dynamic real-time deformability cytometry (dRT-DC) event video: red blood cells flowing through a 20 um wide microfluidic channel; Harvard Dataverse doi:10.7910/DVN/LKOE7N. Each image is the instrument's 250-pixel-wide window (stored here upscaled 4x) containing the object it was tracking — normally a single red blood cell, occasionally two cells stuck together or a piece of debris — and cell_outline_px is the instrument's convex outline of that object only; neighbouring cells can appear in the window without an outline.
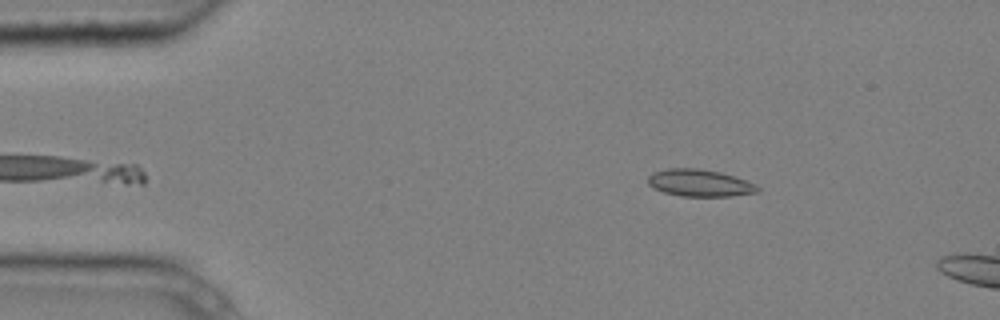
{"species": "common noctule bat (a hibernating species)", "species_latin": "Nyctalus noctula", "temperature_condition": "cold", "stored_images_in_passage": 3, "camera_frame_rate_fps": 3000, "um_per_image_px": 0.085, "animal": {"sex": "male", "body_mass_g": 20.4}, "frame": {"image": 1, "passage_image": 3, "time_ms": 0.667, "image_size_px": [1000, 320], "cell_outline_px": [[760, 192], [732, 196], [680, 196], [664, 192], [652, 188], [648, 184], [648, 176], [652, 172], [668, 168], [696, 168], [720, 172], [736, 176], [760, 188]], "centroid_in_image_um": [59.44, 15.55], "position_along_channel_um": 25.6, "area_um2": 17.34}}